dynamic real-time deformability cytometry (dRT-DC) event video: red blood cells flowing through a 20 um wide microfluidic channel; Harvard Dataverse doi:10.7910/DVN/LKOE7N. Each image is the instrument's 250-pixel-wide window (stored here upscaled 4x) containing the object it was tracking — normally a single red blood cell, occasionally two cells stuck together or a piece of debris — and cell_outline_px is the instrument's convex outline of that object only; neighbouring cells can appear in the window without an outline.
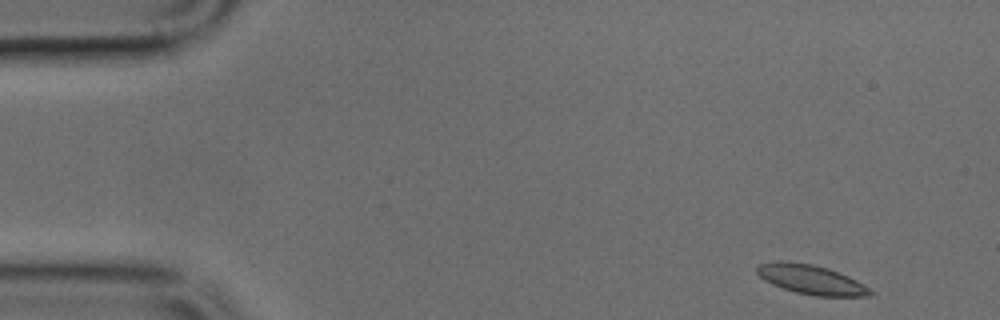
{"species": "common noctule bat (a hibernating species)", "species_latin": "Nyctalus noctula", "temperature_condition": "cold", "stored_images_in_passage": 4, "camera_frame_rate_fps": 3000, "um_per_image_px": 0.085, "animal": {"sex": "male", "body_mass_g": 17.9, "forearm_length_mm": 54.2}, "frame": {"image": 1, "passage_image": 1, "time_ms": 0.0, "image_size_px": [1000, 320], "cell_outline_px": [[876, 292], [872, 296], [816, 296], [796, 292], [772, 284], [764, 280], [756, 272], [756, 264], [780, 260], [788, 260], [812, 264], [828, 268], [848, 276], [864, 284]], "centroid_in_image_um": [68.95, 23.75], "position_along_channel_um": 16.1, "area_um2": 19.65}}
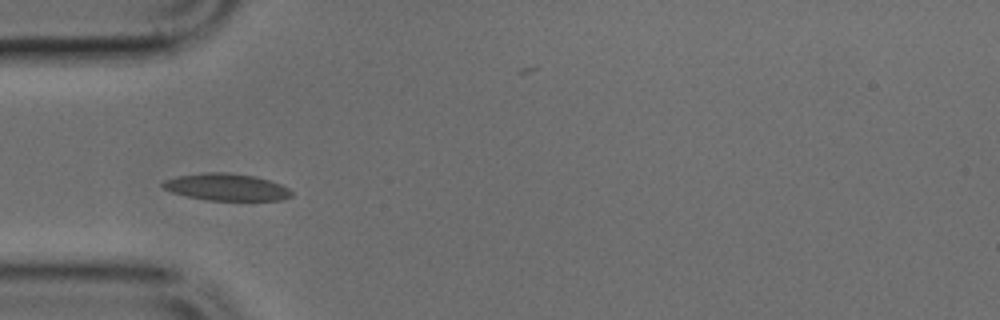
{"frame": {"image": 2, "passage_image": 4, "time_ms": 1.0, "image_size_px": [1000, 320], "cell_outline_px": [[292, 196], [280, 200], [208, 200], [188, 196], [172, 192], [164, 188], [160, 184], [164, 180], [176, 176], [204, 172], [224, 172], [256, 176], [280, 184], [288, 188], [292, 192]], "centroid_in_image_um": [19.23, 15.89], "position_along_channel_um": 65.8, "area_um2": 20.17}}